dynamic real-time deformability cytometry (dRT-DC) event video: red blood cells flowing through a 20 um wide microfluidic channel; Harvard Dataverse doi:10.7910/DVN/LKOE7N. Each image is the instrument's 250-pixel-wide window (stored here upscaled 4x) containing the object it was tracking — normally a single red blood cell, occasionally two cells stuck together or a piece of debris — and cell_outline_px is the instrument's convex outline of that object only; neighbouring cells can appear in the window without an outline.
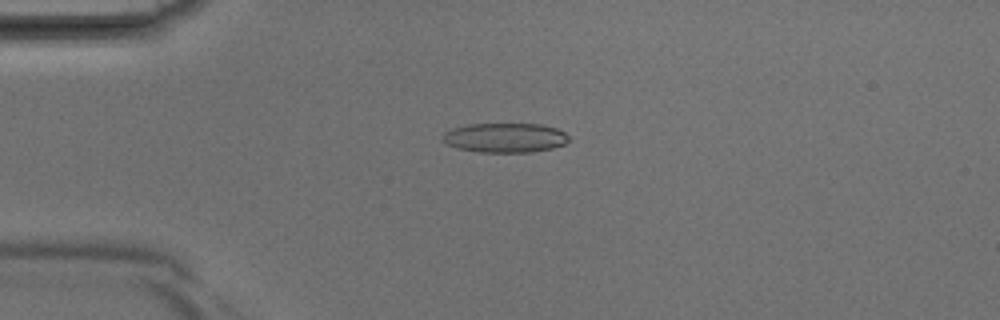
{"species": "Egyptian fruit bat (a non-hibernating species)", "species_latin": "Rousettus aegyptiacus", "temperature_condition": "room temperature", "stored_images_in_passage": 39, "camera_frame_rate_fps": 3000, "um_per_image_px": 0.085, "animal": {"sex": "male"}, "frame": {"image": 1, "passage_image": 9, "time_ms": 2.667, "image_size_px": [1000, 320], "cell_outline_px": [[568, 140], [564, 144], [552, 148], [532, 152], [480, 152], [456, 148], [448, 144], [444, 140], [444, 132], [452, 128], [472, 124], [540, 124], [556, 128], [564, 132], [568, 136]], "centroid_in_image_um": [42.94, 11.71], "position_along_channel_um": 42.1, "area_um2": 21.5}}
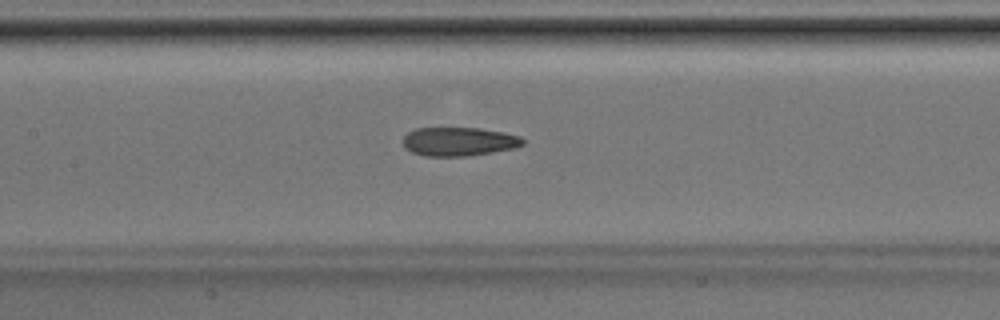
{"frame": {"image": 2, "passage_image": 18, "time_ms": 5.667, "image_size_px": [1000, 320], "cell_outline_px": [[524, 144], [516, 148], [492, 152], [464, 156], [424, 156], [412, 152], [404, 148], [404, 136], [408, 132], [416, 128], [480, 128], [504, 132], [520, 136], [524, 140]], "centroid_in_image_um": [39.01, 12.03], "position_along_channel_um": 168.4, "area_um2": 20.11}}
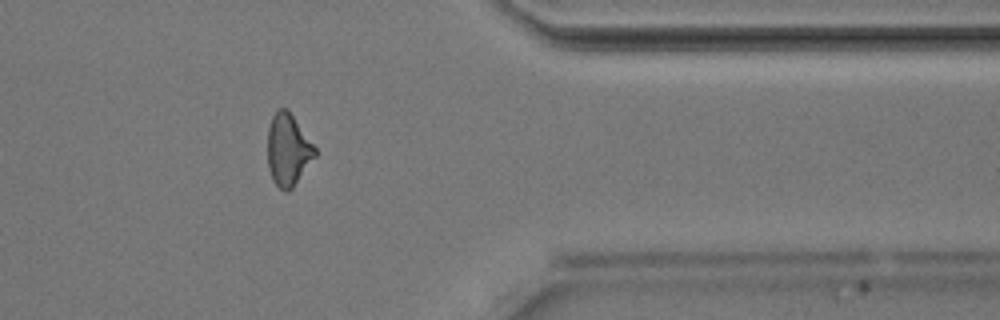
{"frame": {"image": 3, "passage_image": 32, "time_ms": 10.333, "image_size_px": [1000, 320], "cell_outline_px": [[316, 156], [292, 188], [288, 192], [284, 192], [272, 180], [268, 168], [268, 128], [272, 116], [276, 108], [288, 108], [316, 148]], "centroid_in_image_um": [24.48, 12.72], "position_along_channel_um": 386.9, "area_um2": 20.0}}